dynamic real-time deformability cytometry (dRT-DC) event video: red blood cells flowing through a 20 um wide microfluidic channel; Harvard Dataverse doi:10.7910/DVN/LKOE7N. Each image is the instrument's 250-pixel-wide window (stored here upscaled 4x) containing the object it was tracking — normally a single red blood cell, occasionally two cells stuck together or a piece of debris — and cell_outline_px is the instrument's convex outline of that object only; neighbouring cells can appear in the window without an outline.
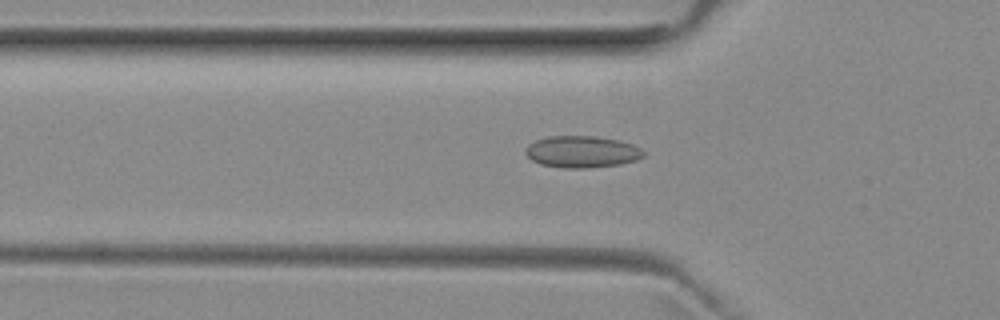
{"species": "common noctule bat (a hibernating species)", "species_latin": "Nyctalus noctula", "temperature_condition": "room temperature", "stored_images_in_passage": 40, "camera_frame_rate_fps": 3000, "um_per_image_px": 0.085, "animal": {"sex": "female", "body_mass_g": 29.2, "forearm_length_mm": 56.3}, "frame": {"image": 1, "passage_image": 6, "time_ms": 1.667, "image_size_px": [1000, 320], "cell_outline_px": [[644, 156], [636, 160], [620, 164], [584, 168], [564, 168], [540, 164], [532, 160], [524, 152], [524, 148], [528, 144], [536, 140], [548, 136], [596, 136], [620, 140], [632, 144], [640, 148], [644, 152]], "centroid_in_image_um": [49.44, 12.89], "position_along_channel_um": 76.4, "area_um2": 21.91}}
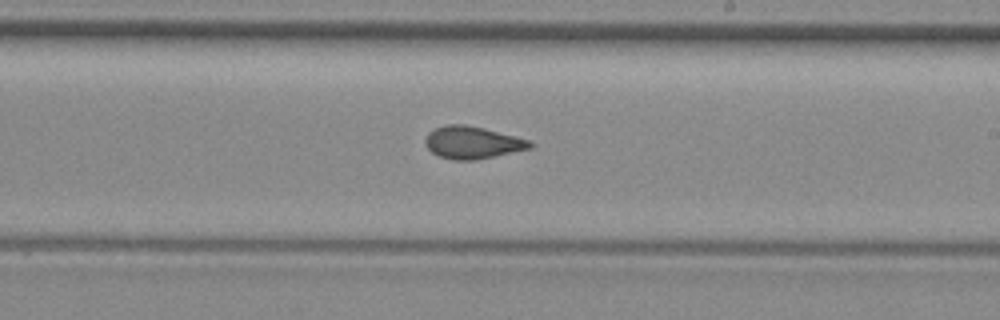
{"frame": {"image": 2, "passage_image": 19, "time_ms": 6.0, "image_size_px": [1000, 320], "cell_outline_px": [[532, 148], [476, 160], [456, 160], [440, 156], [432, 152], [428, 148], [424, 140], [428, 132], [444, 124], [464, 124], [484, 128], [516, 136], [528, 140], [532, 144]], "centroid_in_image_um": [40.14, 12.1], "position_along_channel_um": 248.9, "area_um2": 19.65}}
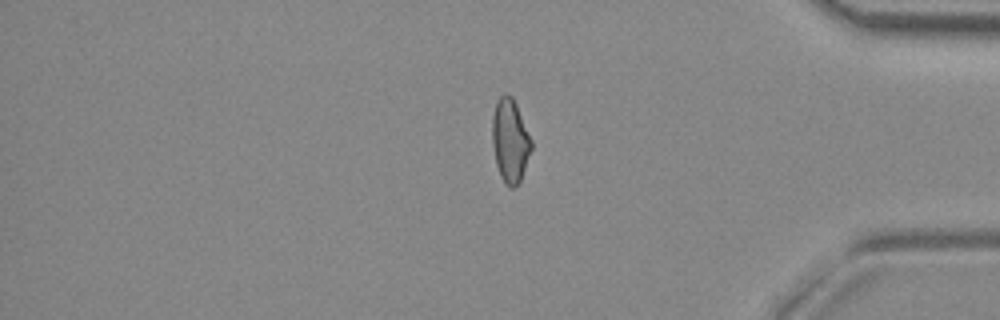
{"frame": {"image": 3, "passage_image": 32, "time_ms": 10.333, "image_size_px": [1000, 320], "cell_outline_px": [[532, 148], [520, 180], [512, 188], [500, 176], [496, 164], [492, 144], [492, 116], [496, 104], [500, 96], [504, 92], [508, 92], [512, 96], [516, 104], [532, 140]], "centroid_in_image_um": [43.35, 11.9], "position_along_channel_um": 391.9, "area_um2": 18.84}, "authors_computed_cell_mechanics": {"area_um2": 19.363, "velocity_mm_per_s": 3.9631, "shape_relaxation_time_tau1_ms": null, "shape_relaxation_time_tau2_ms": 1.7637, "deformation_change_tau1": null, "deformation_change_tau2": 0.0756}}